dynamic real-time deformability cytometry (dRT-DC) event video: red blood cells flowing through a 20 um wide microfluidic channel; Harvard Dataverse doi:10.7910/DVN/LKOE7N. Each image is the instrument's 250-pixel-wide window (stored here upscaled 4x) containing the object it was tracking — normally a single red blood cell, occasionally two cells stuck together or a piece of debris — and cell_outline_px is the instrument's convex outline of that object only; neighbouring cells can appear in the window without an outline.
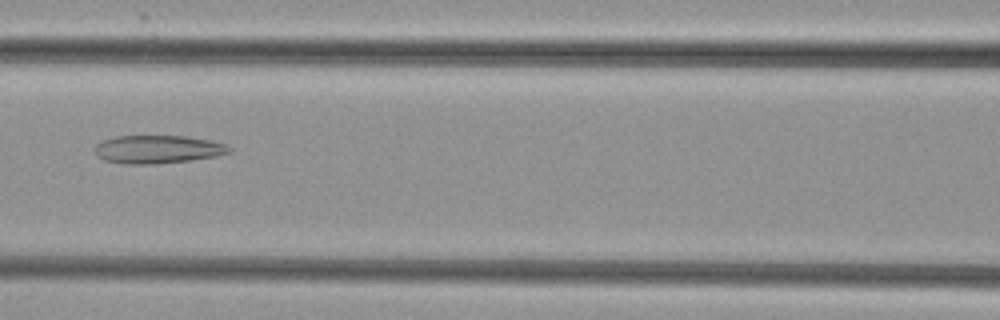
{"species": "common noctule bat (a hibernating species)", "species_latin": "Nyctalus noctula", "temperature_condition": "cold", "stored_images_in_passage": 51, "camera_frame_rate_fps": 3000, "um_per_image_px": 0.085, "animal": {"sex": "female", "body_mass_g": 29.2, "forearm_length_mm": 56.3}, "frame": {"image": 1, "passage_image": 22, "time_ms": 7.0, "image_size_px": [1000, 320], "cell_outline_px": [[232, 152], [216, 156], [192, 160], [156, 164], [124, 164], [104, 160], [96, 156], [96, 144], [104, 140], [116, 136], [184, 136], [212, 140], [224, 144], [232, 148]], "centroid_in_image_um": [13.43, 12.7], "position_along_channel_um": 153.2, "area_um2": 22.14}}
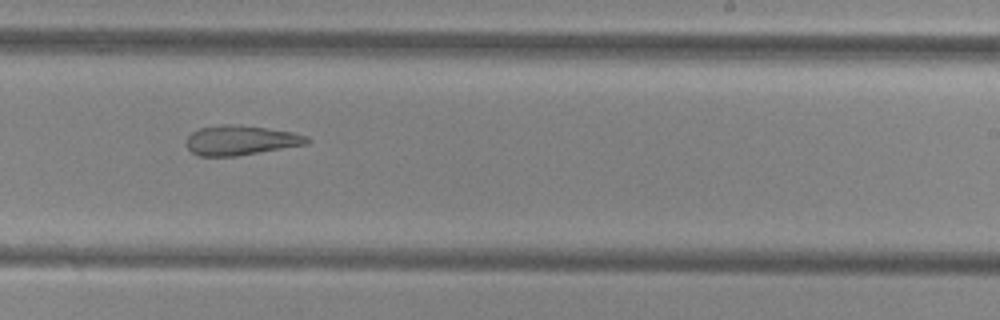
{"frame": {"image": 2, "passage_image": 31, "time_ms": 10.0, "image_size_px": [1000, 320], "cell_outline_px": [[312, 140], [308, 144], [236, 156], [200, 156], [192, 152], [188, 148], [188, 136], [192, 132], [200, 128], [224, 124], [240, 124], [268, 128], [292, 132], [308, 136]], "centroid_in_image_um": [20.51, 11.91], "position_along_channel_um": 268.5, "area_um2": 20.87}}
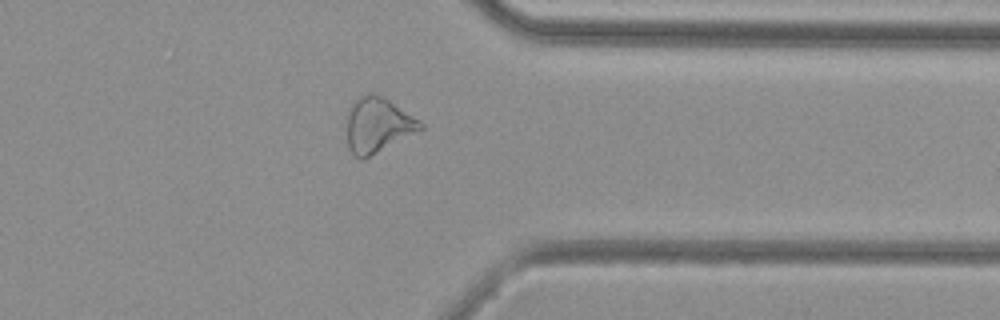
{"frame": {"image": 3, "passage_image": 40, "time_ms": 13.0, "image_size_px": [1000, 320], "cell_outline_px": [[424, 128], [360, 160], [348, 148], [344, 116], [352, 104], [360, 96], [368, 92], [372, 92], [388, 100], [420, 120], [424, 124]], "centroid_in_image_um": [32.04, 10.61], "position_along_channel_um": 379.4, "area_um2": 23.47}, "authors_computed_cell_mechanics": {"area_um2": 25.8366, "velocity_mm_per_s": 3.8653, "shape_relaxation_time_tau1_ms": null, "shape_relaxation_time_tau2_ms": 6.272, "deformation_change_tau1": null, "deformation_change_tau2": 0.1835}}